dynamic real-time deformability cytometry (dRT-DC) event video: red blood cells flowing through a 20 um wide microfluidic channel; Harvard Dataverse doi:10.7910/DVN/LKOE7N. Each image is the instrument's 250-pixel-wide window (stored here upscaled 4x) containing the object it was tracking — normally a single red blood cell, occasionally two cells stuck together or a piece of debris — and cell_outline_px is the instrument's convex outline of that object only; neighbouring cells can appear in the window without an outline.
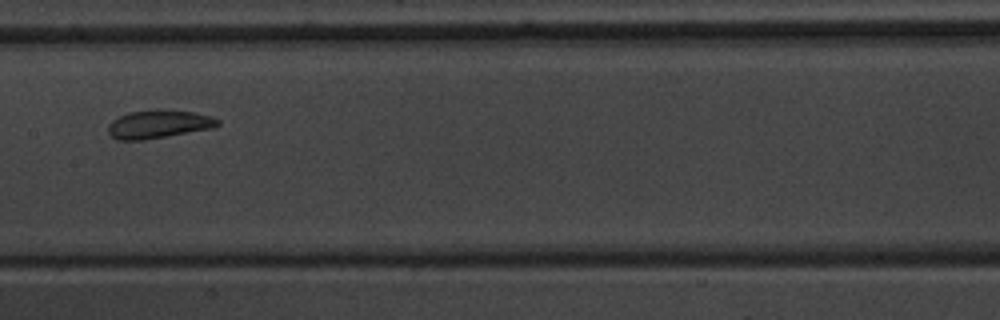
{"species": "common noctule bat (a hibernating species)", "species_latin": "Nyctalus noctula", "temperature_condition": "warm", "stored_images_in_passage": 17, "camera_frame_rate_fps": 3000, "um_per_image_px": 0.085, "animal": {"sex": "male", "body_mass_g": 20.1, "forearm_length_mm": 53.5}, "frame": {"image": 1, "passage_image": 10, "time_ms": 11.667, "image_size_px": [1000, 320], "cell_outline_px": [[220, 124], [216, 128], [144, 140], [116, 140], [108, 132], [108, 124], [112, 120], [128, 112], [196, 112], [212, 116], [220, 120]], "centroid_in_image_um": [13.52, 10.6], "position_along_channel_um": 193.9, "area_um2": 17.57}}
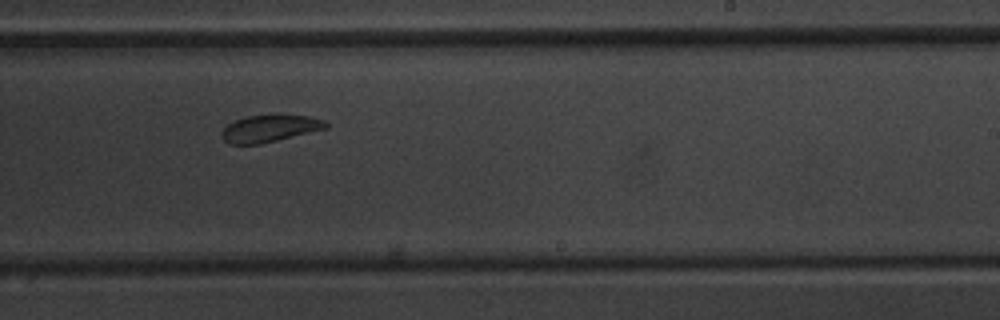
{"frame": {"image": 2, "passage_image": 12, "time_ms": 13.667, "image_size_px": [1000, 320], "cell_outline_px": [[328, 128], [260, 144], [228, 144], [220, 136], [224, 128], [228, 124], [236, 120], [248, 116], [276, 112], [280, 112], [308, 116], [324, 120], [328, 124]], "centroid_in_image_um": [22.95, 10.87], "position_along_channel_um": 266.1, "area_um2": 16.94}}
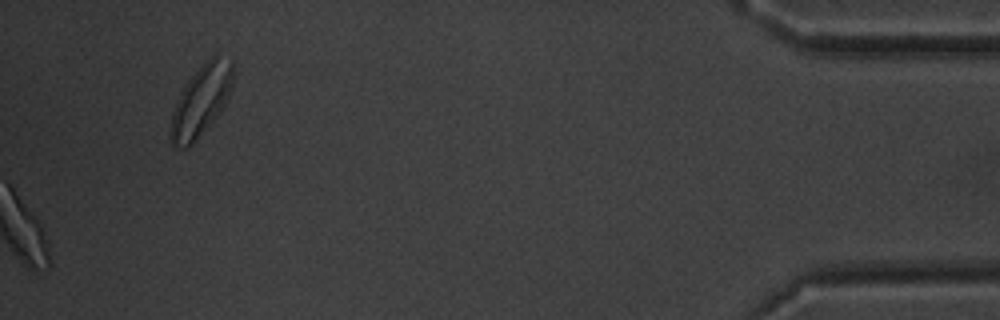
{"frame": {"image": 3, "passage_image": 17, "time_ms": 19.667, "image_size_px": [1000, 320], "cell_outline_px": [[232, 88], [220, 112], [192, 144], [188, 148], [184, 148], [172, 144], [172, 112], [180, 92], [184, 84], [216, 52], [232, 60]], "centroid_in_image_um": [17.12, 8.51], "position_along_channel_um": 418.1, "area_um2": 25.09}, "authors_computed_cell_mechanics": {"area_um2": 19.8254, "velocity_mm_per_s": 3.6115, "shape_relaxation_time_tau1_ms": 3.8409, "shape_relaxation_time_tau2_ms": null, "deformation_change_tau1": 0.0817, "deformation_change_tau2": null}}